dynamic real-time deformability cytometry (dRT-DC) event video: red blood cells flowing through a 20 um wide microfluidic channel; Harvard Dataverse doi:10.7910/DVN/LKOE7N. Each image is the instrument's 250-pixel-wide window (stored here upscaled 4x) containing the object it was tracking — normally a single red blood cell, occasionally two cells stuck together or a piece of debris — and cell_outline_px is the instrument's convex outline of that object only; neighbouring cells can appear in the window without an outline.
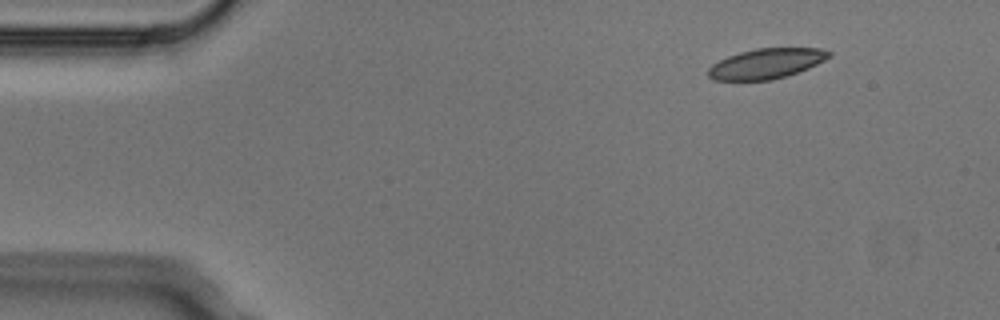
{"species": "Egyptian fruit bat (a non-hibernating species)", "species_latin": "Rousettus aegyptiacus", "temperature_condition": "cold", "stored_images_in_passage": 6, "camera_frame_rate_fps": 3000, "um_per_image_px": 0.085, "animal": {"sex": "male"}, "frame": {"image": 1, "passage_image": 1, "time_ms": 0.0, "image_size_px": [1000, 320], "cell_outline_px": [[832, 56], [808, 68], [772, 80], [712, 80], [708, 76], [708, 68], [712, 64], [728, 56], [740, 52], [756, 48], [820, 48], [832, 52]], "centroid_in_image_um": [65.12, 5.4], "position_along_channel_um": 19.9, "area_um2": 21.1}}
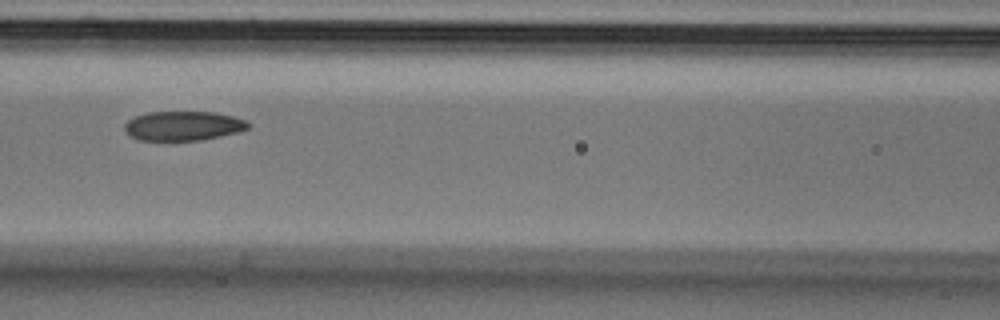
{"frame": {"image": 2, "passage_image": 6, "time_ms": 1.667, "image_size_px": [1000, 320], "cell_outline_px": [[252, 128], [240, 132], [200, 140], [140, 140], [128, 136], [124, 132], [124, 124], [128, 120], [136, 116], [148, 112], [216, 112], [248, 120], [252, 124]], "centroid_in_image_um": [15.61, 10.7], "position_along_channel_um": 151.0, "area_um2": 21.5}}